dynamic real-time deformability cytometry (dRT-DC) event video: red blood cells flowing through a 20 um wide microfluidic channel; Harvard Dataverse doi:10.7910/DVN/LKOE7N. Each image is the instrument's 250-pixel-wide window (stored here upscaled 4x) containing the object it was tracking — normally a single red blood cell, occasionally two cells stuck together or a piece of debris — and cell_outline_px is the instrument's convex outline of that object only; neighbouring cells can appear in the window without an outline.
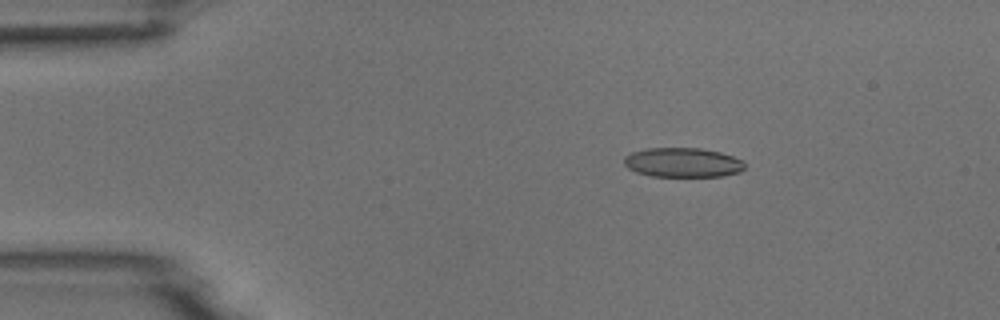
{"species": "common noctule bat (a hibernating species)", "species_latin": "Nyctalus noctula", "temperature_condition": "room temperature", "stored_images_in_passage": 5, "camera_frame_rate_fps": 3000, "um_per_image_px": 0.085, "animal": {"sex": "male", "body_mass_g": 18.8}, "frame": {"image": 1, "passage_image": 3, "time_ms": 2.333, "image_size_px": [1000, 320], "cell_outline_px": [[744, 168], [740, 172], [720, 176], [652, 176], [636, 172], [628, 168], [624, 164], [624, 156], [632, 152], [644, 148], [700, 148], [720, 152], [732, 156], [740, 160], [744, 164]], "centroid_in_image_um": [57.99, 13.8], "position_along_channel_um": 27.0, "area_um2": 20.63}}
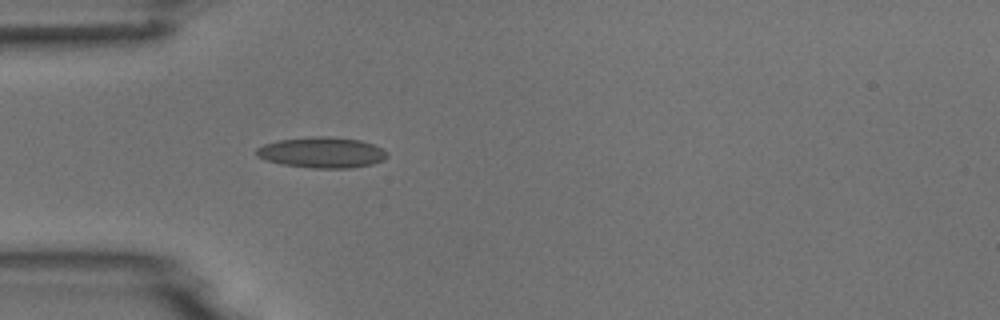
{"frame": {"image": 2, "passage_image": 5, "time_ms": 4.667, "image_size_px": [1000, 320], "cell_outline_px": [[388, 156], [384, 160], [372, 164], [352, 168], [312, 168], [280, 164], [264, 160], [256, 156], [256, 148], [264, 144], [280, 140], [312, 136], [328, 136], [360, 140], [372, 144], [388, 152]], "centroid_in_image_um": [27.35, 12.97], "position_along_channel_um": 57.7, "area_um2": 23.58}}